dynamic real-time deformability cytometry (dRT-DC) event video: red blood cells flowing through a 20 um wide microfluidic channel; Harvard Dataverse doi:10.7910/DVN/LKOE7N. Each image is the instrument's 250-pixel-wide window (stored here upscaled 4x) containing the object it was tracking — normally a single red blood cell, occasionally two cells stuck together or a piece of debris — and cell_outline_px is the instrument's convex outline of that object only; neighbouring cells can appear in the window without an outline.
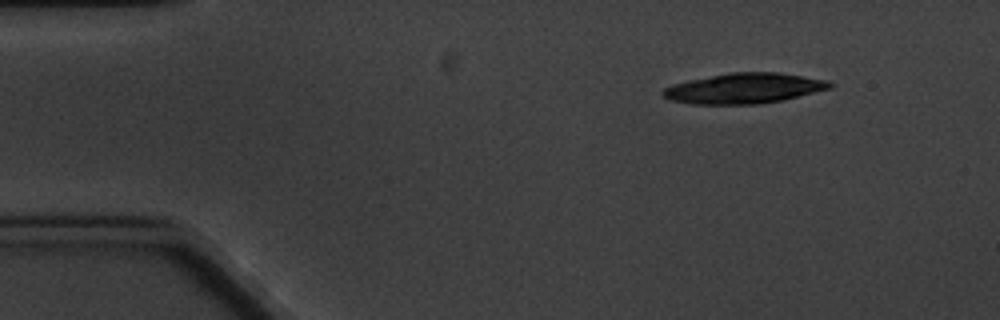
{"species": "common noctule bat (a hibernating species)", "species_latin": "Nyctalus noctula", "temperature_condition": "cold", "stored_images_in_passage": 5, "camera_frame_rate_fps": 3000, "um_per_image_px": 0.085, "animal": {"sex": "male", "body_mass_g": 20.1, "forearm_length_mm": 53.5}, "frame": {"image": 1, "passage_image": 1, "time_ms": 0.0, "image_size_px": [1000, 320], "cell_outline_px": [[836, 84], [832, 88], [784, 100], [756, 104], [692, 104], [668, 100], [660, 92], [664, 88], [672, 84], [688, 80], [728, 72], [780, 72], [828, 80]], "centroid_in_image_um": [63.26, 7.5], "position_along_channel_um": 21.7, "area_um2": 29.88}}